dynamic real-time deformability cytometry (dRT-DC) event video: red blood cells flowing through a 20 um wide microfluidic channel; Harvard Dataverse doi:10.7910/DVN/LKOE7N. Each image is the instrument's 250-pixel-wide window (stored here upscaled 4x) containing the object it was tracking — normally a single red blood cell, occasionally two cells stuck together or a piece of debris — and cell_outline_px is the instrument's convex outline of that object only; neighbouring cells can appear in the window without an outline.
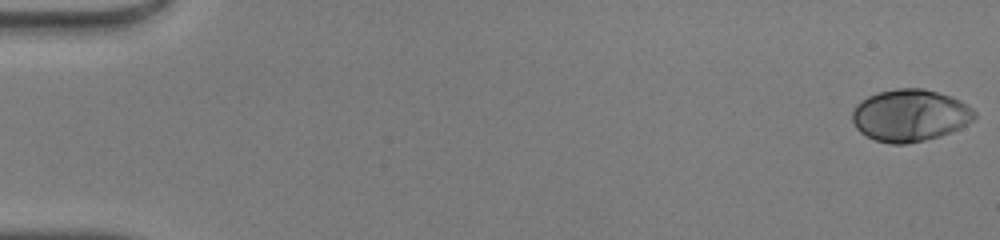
{"species": "human", "species_latin": "Homo sapiens", "temperature_condition": "warm", "stored_images_in_passage": 49, "camera_frame_rate_fps": 3000, "um_per_image_px": 0.085, "donor": {"sex": "male"}, "frame": {"image": 1, "passage_image": 1, "time_ms": 0.0, "image_size_px": [1000, 240], "cell_outline_px": [[976, 116], [972, 120], [960, 128], [940, 136], [924, 140], [904, 144], [892, 144], [876, 140], [860, 132], [856, 128], [852, 120], [852, 112], [856, 104], [860, 100], [868, 96], [880, 92], [896, 88], [924, 88], [952, 96], [968, 104], [976, 112]], "centroid_in_image_um": [77.35, 9.79], "position_along_channel_um": 7.6, "area_um2": 37.17}}
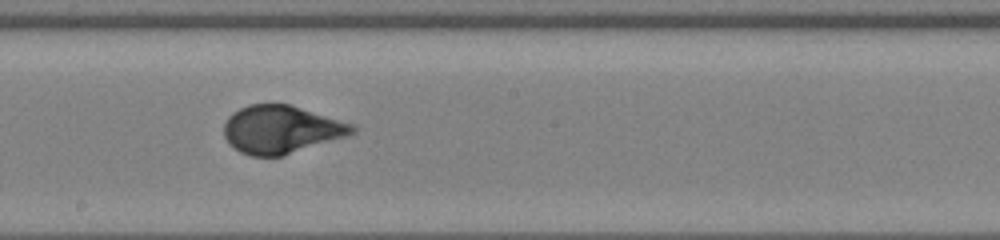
{"frame": {"image": 2, "passage_image": 28, "time_ms": 9.0, "image_size_px": [1000, 240], "cell_outline_px": [[356, 132], [348, 136], [284, 156], [252, 156], [240, 152], [228, 144], [224, 136], [224, 124], [228, 116], [232, 112], [248, 104], [288, 104], [356, 124]], "centroid_in_image_um": [23.92, 11.01], "position_along_channel_um": 224.3, "area_um2": 36.24}}
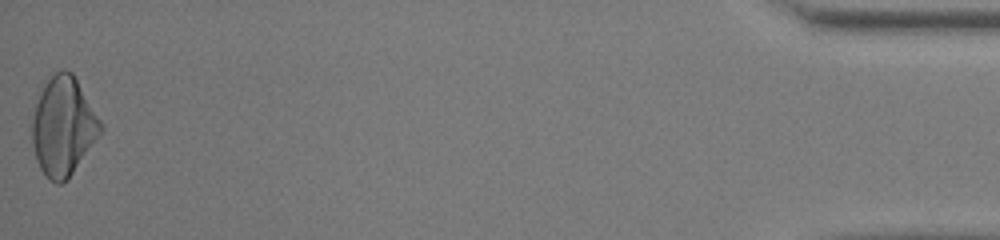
{"frame": {"image": 3, "passage_image": 49, "time_ms": 16.0, "image_size_px": [1000, 240], "cell_outline_px": [[104, 128], [72, 172], [60, 184], [56, 184], [48, 180], [40, 168], [36, 160], [32, 144], [32, 120], [36, 104], [40, 92], [44, 84], [56, 72], [64, 68], [72, 72], [100, 120]], "centroid_in_image_um": [5.35, 10.74], "position_along_channel_um": 429.9, "area_um2": 38.67}, "authors_computed_cell_mechanics": {"area_um2": 36.2406, "velocity_mm_per_s": 4.2694, "shape_relaxation_time_tau1_ms": 4.3484, "shape_relaxation_time_tau2_ms": null, "deformation_change_tau1": 0.212, "deformation_change_tau2": null}}